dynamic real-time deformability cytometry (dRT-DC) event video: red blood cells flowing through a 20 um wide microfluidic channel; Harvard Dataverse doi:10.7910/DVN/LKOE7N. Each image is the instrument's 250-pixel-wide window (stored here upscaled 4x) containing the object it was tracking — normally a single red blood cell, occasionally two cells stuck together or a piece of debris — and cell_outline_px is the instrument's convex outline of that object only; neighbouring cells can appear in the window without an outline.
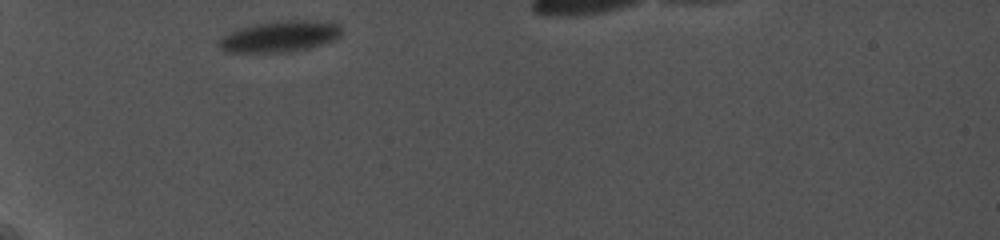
{"species": "common noctule bat (a hibernating species)", "species_latin": "Nyctalus noctula", "temperature_condition": "cold", "stored_images_in_passage": 29, "camera_frame_rate_fps": 5000, "um_per_image_px": 0.085, "animal": {"sex": "female", "body_mass_g": 19.0, "forearm_length_mm": 56.7}, "frame": {"image": 1, "passage_image": 1, "time_ms": 0.0, "image_size_px": [1000, 240], "cell_outline_px": [[344, 32], [340, 36], [324, 44], [308, 48], [288, 52], [228, 52], [220, 48], [216, 44], [224, 36], [240, 28], [272, 20], [324, 20], [340, 24]], "centroid_in_image_um": [23.87, 3.08], "position_along_channel_um": 61.1, "area_um2": 22.48}}
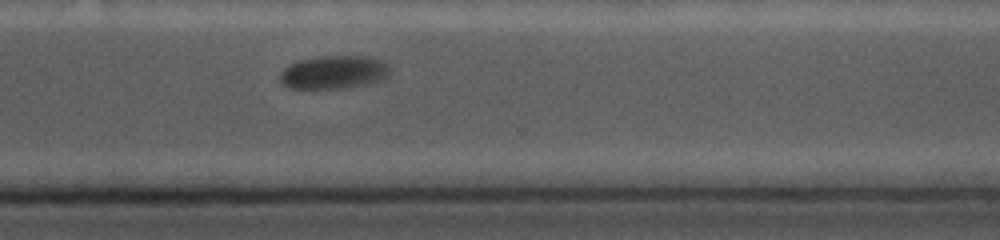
{"frame": {"image": 2, "passage_image": 19, "time_ms": 8.4, "image_size_px": [1000, 240], "cell_outline_px": [[392, 72], [384, 80], [344, 88], [288, 88], [280, 80], [280, 72], [288, 64], [296, 60], [320, 56], [368, 56], [380, 60], [388, 64], [392, 68]], "centroid_in_image_um": [28.4, 6.12], "position_along_channel_um": 342.2, "area_um2": 21.62}}
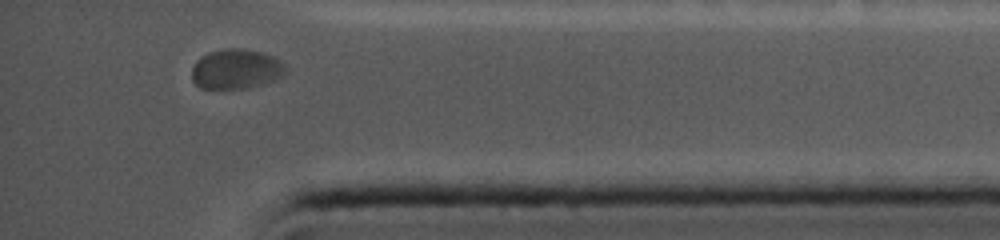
{"frame": {"image": 3, "passage_image": 24, "time_ms": 10.4, "image_size_px": [1000, 240], "cell_outline_px": [[288, 72], [284, 76], [248, 88], [200, 88], [192, 80], [192, 68], [196, 60], [200, 56], [208, 52], [224, 48], [244, 48], [260, 52], [272, 56], [280, 60], [288, 68]], "centroid_in_image_um": [20.07, 5.85], "position_along_channel_um": 415.1, "area_um2": 21.96}}